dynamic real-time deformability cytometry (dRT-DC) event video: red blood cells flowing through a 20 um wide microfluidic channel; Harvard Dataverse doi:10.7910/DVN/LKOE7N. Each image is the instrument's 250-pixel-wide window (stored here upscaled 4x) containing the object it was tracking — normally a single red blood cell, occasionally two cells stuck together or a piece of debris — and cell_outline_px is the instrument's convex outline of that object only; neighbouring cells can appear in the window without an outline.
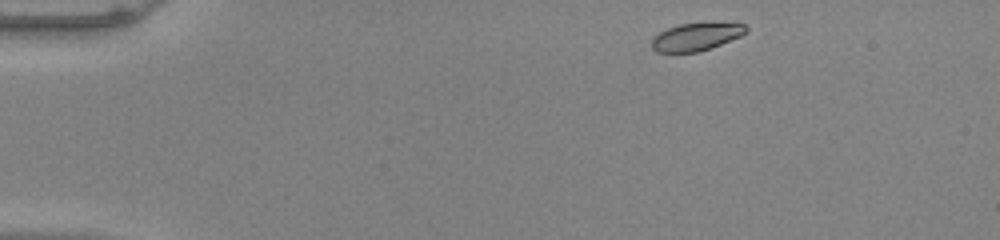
{"species": "common noctule bat (a hibernating species)", "species_latin": "Nyctalus noctula", "temperature_condition": "warm", "stored_images_in_passage": 45, "camera_frame_rate_fps": 3000, "um_per_image_px": 0.085, "animal": {"sex": "male", "body_mass_g": 20.0, "forearm_length_mm": 53.3}, "frame": {"image": 1, "passage_image": 1, "time_ms": 0.0, "image_size_px": [1000, 240], "cell_outline_px": [[748, 28], [740, 36], [720, 44], [696, 52], [656, 52], [652, 48], [652, 40], [660, 32], [668, 28], [680, 24], [744, 24]], "centroid_in_image_um": [59.12, 3.15], "position_along_channel_um": 25.9, "area_um2": 14.51}}
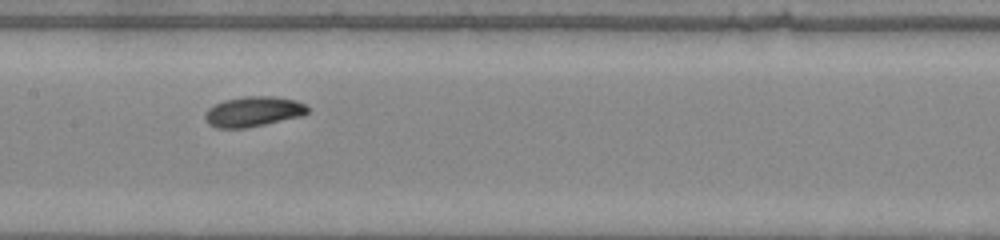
{"frame": {"image": 2, "passage_image": 20, "time_ms": 6.333, "image_size_px": [1000, 240], "cell_outline_px": [[308, 112], [304, 116], [244, 128], [216, 128], [208, 124], [204, 116], [208, 108], [224, 100], [244, 96], [272, 96], [296, 100], [304, 104], [308, 108]], "centroid_in_image_um": [21.53, 9.48], "position_along_channel_um": 185.9, "area_um2": 18.03}}
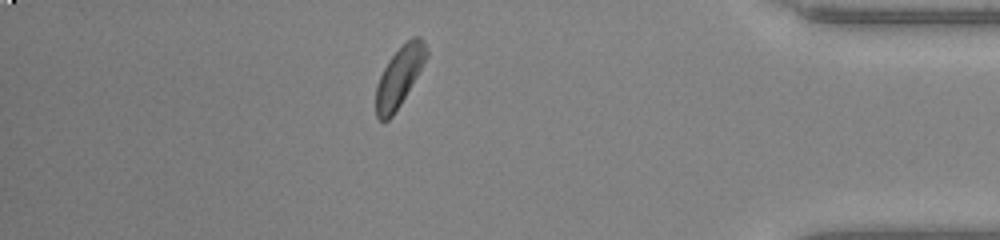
{"frame": {"image": 3, "passage_image": 39, "time_ms": 12.667, "image_size_px": [1000, 240], "cell_outline_px": [[428, 56], [400, 104], [392, 116], [388, 120], [380, 120], [376, 116], [376, 88], [380, 76], [388, 60], [412, 36], [420, 36], [424, 40], [428, 52]], "centroid_in_image_um": [33.95, 6.49], "position_along_channel_um": 401.3, "area_um2": 17.17}, "authors_computed_cell_mechanics": {"area_um2": 17.3978, "velocity_mm_per_s": 3.9323, "shape_relaxation_time_tau1_ms": 5.2685, "shape_relaxation_time_tau2_ms": null, "deformation_change_tau1": 0.1594, "deformation_change_tau2": null}}